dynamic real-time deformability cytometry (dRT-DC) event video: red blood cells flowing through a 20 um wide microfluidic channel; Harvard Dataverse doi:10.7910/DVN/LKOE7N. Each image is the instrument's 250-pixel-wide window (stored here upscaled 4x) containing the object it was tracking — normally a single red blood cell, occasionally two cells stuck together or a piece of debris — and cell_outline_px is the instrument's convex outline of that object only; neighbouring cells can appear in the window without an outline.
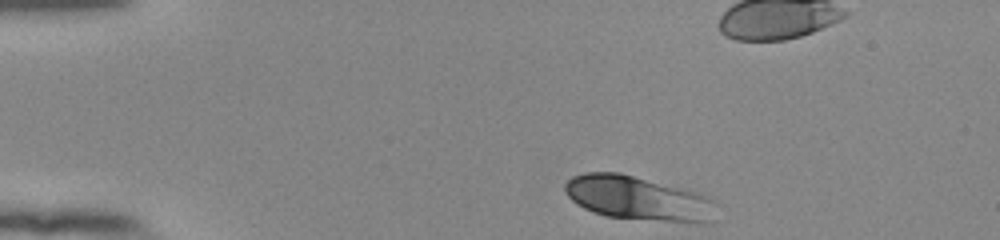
{"species": "human", "species_latin": "Homo sapiens", "temperature_condition": "room temperature", "stored_images_in_passage": 44, "camera_frame_rate_fps": 3000, "um_per_image_px": 0.085, "donor": {"sex": "female"}, "frame": {"image": 1, "passage_image": 1, "time_ms": 0.0, "image_size_px": [1000, 240], "cell_outline_px": [[716, 220], [704, 224], [696, 224], [608, 216], [592, 212], [576, 204], [568, 196], [564, 188], [564, 184], [572, 176], [584, 172], [620, 172], [712, 196], [716, 204]], "centroid_in_image_um": [54.32, 16.87], "position_along_channel_um": 30.7, "area_um2": 39.65}}
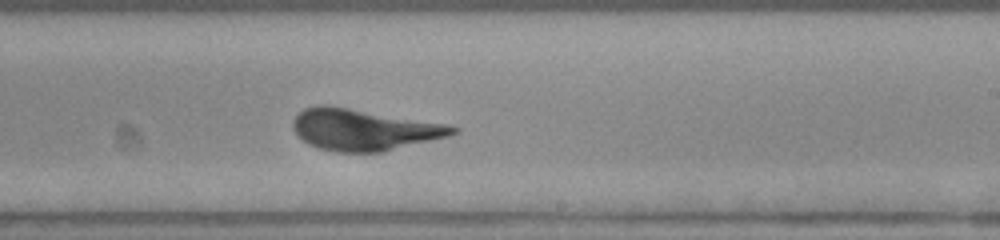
{"frame": {"image": 2, "passage_image": 24, "time_ms": 7.667, "image_size_px": [1000, 240], "cell_outline_px": [[460, 128], [456, 132], [448, 136], [384, 152], [336, 152], [320, 148], [308, 144], [292, 128], [292, 120], [304, 108], [320, 104], [324, 104], [448, 124]], "centroid_in_image_um": [30.91, 11.02], "position_along_channel_um": 258.1, "area_um2": 38.32}}
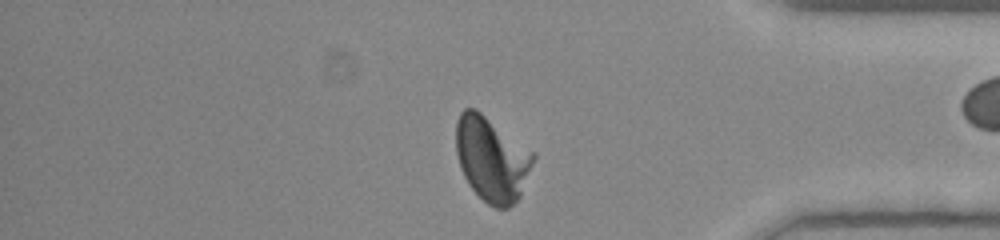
{"frame": {"image": 3, "passage_image": 36, "time_ms": 11.667, "image_size_px": [1000, 240], "cell_outline_px": [[536, 156], [520, 196], [508, 208], [496, 208], [488, 204], [468, 184], [460, 168], [456, 152], [456, 120], [460, 112], [464, 108], [476, 108], [536, 152]], "centroid_in_image_um": [41.8, 13.47], "position_along_channel_um": 393.4, "area_um2": 38.38}, "authors_computed_cell_mechanics": {"area_um2": 37.4544, "velocity_mm_per_s": 3.855, "shape_relaxation_time_tau1_ms": 2.9269, "shape_relaxation_time_tau2_ms": null, "deformation_change_tau1": 0.142, "deformation_change_tau2": null}}